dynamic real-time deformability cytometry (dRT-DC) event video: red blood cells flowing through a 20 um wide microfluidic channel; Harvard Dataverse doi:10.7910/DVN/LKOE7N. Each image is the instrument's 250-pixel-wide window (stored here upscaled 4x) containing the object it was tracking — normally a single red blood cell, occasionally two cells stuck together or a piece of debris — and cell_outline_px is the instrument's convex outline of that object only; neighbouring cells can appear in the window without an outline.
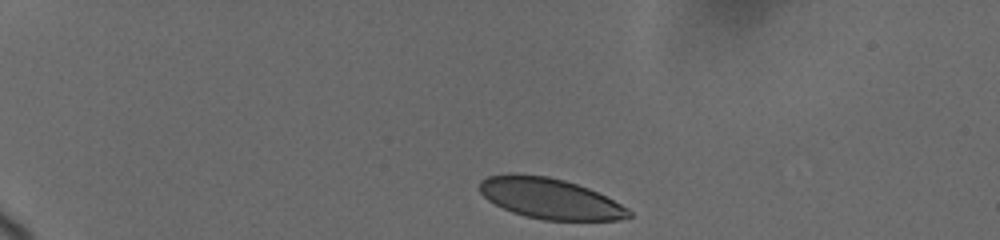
{"species": "human", "species_latin": "Homo sapiens", "temperature_condition": "cold", "stored_images_in_passage": 31, "camera_frame_rate_fps": 3000, "um_per_image_px": 0.085, "donor": {"sex": "female"}, "frame": {"image": 1, "passage_image": 1, "time_ms": 0.0, "image_size_px": [1000, 240], "cell_outline_px": [[632, 216], [620, 220], [544, 220], [524, 216], [512, 212], [488, 200], [480, 192], [480, 180], [488, 176], [548, 176], [564, 180], [588, 188], [628, 208], [632, 212]], "centroid_in_image_um": [46.79, 16.91], "position_along_channel_um": 38.2, "area_um2": 34.45}}
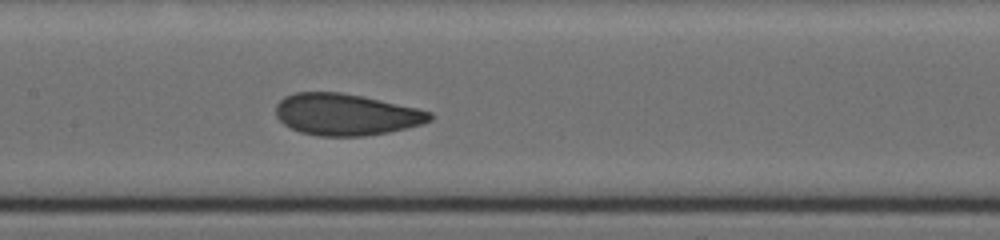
{"frame": {"image": 2, "passage_image": 13, "time_ms": 6.0, "image_size_px": [1000, 240], "cell_outline_px": [[432, 120], [424, 124], [388, 132], [364, 136], [316, 136], [300, 132], [284, 124], [276, 116], [276, 104], [284, 96], [296, 92], [340, 92], [364, 96], [416, 108], [432, 112]], "centroid_in_image_um": [29.41, 9.73], "position_along_channel_um": 178.0, "area_um2": 37.45}}
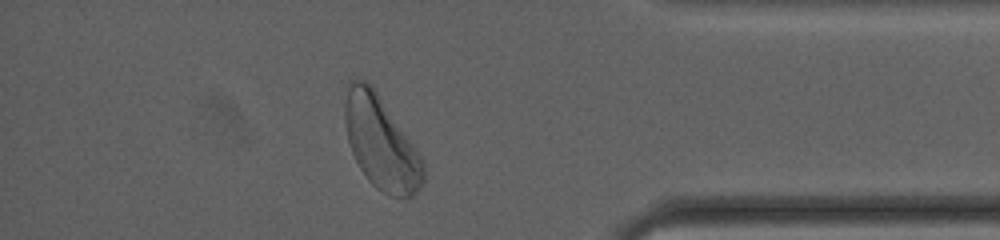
{"frame": {"image": 3, "passage_image": 27, "time_ms": 12.667, "image_size_px": [1000, 240], "cell_outline_px": [[424, 180], [420, 188], [412, 196], [392, 196], [376, 188], [368, 180], [360, 168], [352, 152], [348, 140], [344, 120], [344, 104], [348, 80], [364, 80], [372, 84], [424, 160]], "centroid_in_image_um": [32.37, 12.11], "position_along_channel_um": 402.8, "area_um2": 42.37}, "authors_computed_cell_mechanics": {"area_um2": 37.6278, "velocity_mm_per_s": 3.6581, "shape_relaxation_time_tau1_ms": 3.9659, "shape_relaxation_time_tau2_ms": 1.3572, "deformation_change_tau1": 0.1264, "deformation_change_tau2": 0.0594}}